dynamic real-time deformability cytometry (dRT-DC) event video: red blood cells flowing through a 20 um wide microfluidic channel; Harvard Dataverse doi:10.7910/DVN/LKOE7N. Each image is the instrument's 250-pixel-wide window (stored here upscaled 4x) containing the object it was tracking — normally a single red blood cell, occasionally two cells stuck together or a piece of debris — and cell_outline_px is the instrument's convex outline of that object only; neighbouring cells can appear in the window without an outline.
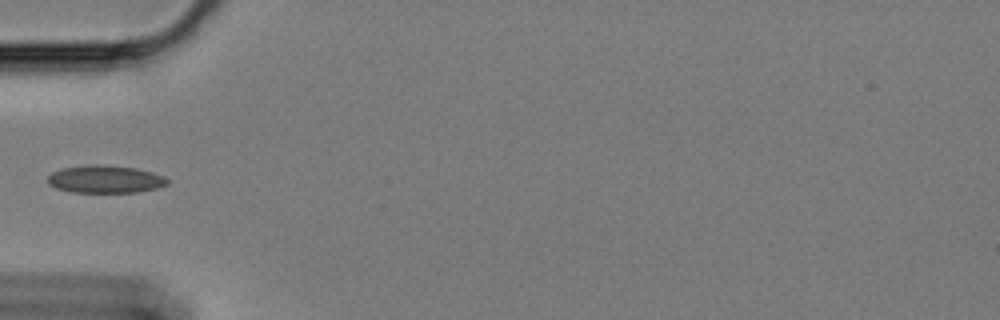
{"species": "Egyptian fruit bat (a non-hibernating species)", "species_latin": "Rousettus aegyptiacus", "temperature_condition": "cold", "stored_images_in_passage": 40, "camera_frame_rate_fps": 3000, "um_per_image_px": 0.085, "animal": {"sex": "female"}, "frame": {"image": 1, "passage_image": 1, "time_ms": 0.0, "image_size_px": [1000, 320], "cell_outline_px": [[168, 184], [156, 188], [136, 192], [72, 192], [56, 188], [48, 184], [48, 176], [52, 172], [64, 168], [88, 164], [96, 164], [136, 168], [152, 172], [164, 176], [168, 180]], "centroid_in_image_um": [8.93, 15.23], "position_along_channel_um": 76.1, "area_um2": 19.19}}
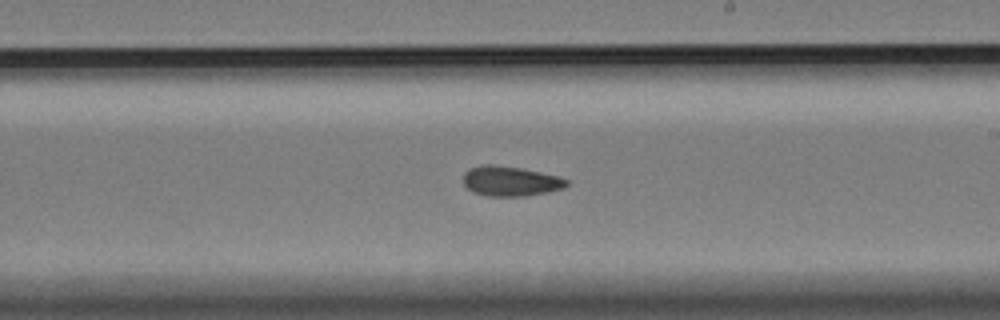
{"frame": {"image": 2, "passage_image": 16, "time_ms": 5.0, "image_size_px": [1000, 320], "cell_outline_px": [[568, 184], [564, 188], [548, 192], [524, 196], [488, 196], [472, 192], [464, 184], [464, 172], [468, 168], [488, 164], [492, 164], [520, 168], [540, 172], [556, 176], [568, 180]], "centroid_in_image_um": [43.37, 15.4], "position_along_channel_um": 245.6, "area_um2": 17.92}}
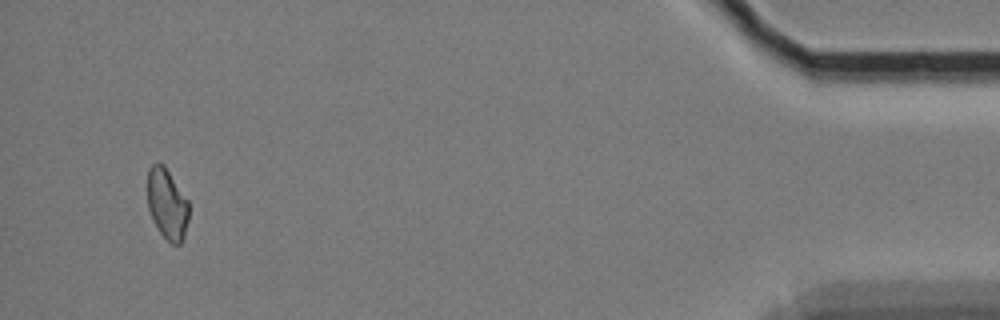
{"frame": {"image": 3, "passage_image": 38, "time_ms": 12.333, "image_size_px": [1000, 320], "cell_outline_px": [[188, 220], [184, 236], [180, 244], [172, 244], [160, 232], [148, 208], [148, 168], [152, 164], [164, 164], [188, 200]], "centroid_in_image_um": [14.21, 17.32], "position_along_channel_um": 421.0, "area_um2": 16.76}}